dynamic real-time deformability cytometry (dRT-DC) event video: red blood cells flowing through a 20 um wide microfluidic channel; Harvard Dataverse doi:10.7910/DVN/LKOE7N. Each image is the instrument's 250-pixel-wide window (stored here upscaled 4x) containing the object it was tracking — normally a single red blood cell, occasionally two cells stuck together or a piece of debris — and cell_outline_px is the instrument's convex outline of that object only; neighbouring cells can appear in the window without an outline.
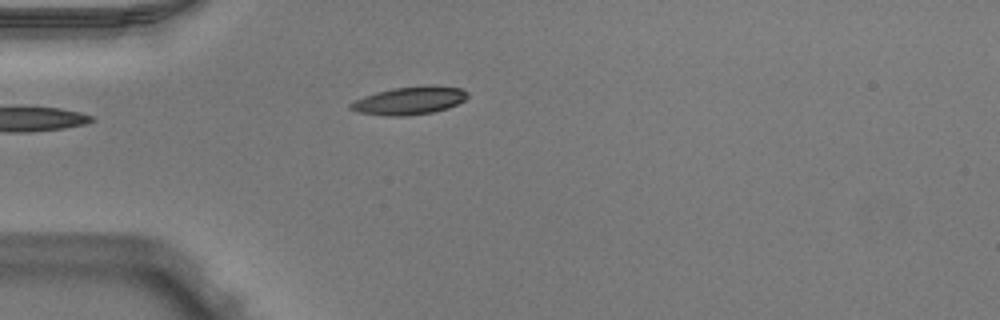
{"species": "Egyptian fruit bat (a non-hibernating species)", "species_latin": "Rousettus aegyptiacus", "temperature_condition": "warm", "stored_images_in_passage": 38, "camera_frame_rate_fps": 3000, "um_per_image_px": 0.085, "animal": {"sex": "male"}, "frame": {"image": 1, "passage_image": 1, "time_ms": 0.0, "image_size_px": [1000, 320], "cell_outline_px": [[468, 96], [464, 100], [448, 108], [432, 112], [404, 116], [384, 116], [356, 112], [348, 108], [348, 104], [364, 96], [376, 92], [392, 88], [460, 88], [468, 92]], "centroid_in_image_um": [34.69, 8.6], "position_along_channel_um": 50.3, "area_um2": 18.26}}
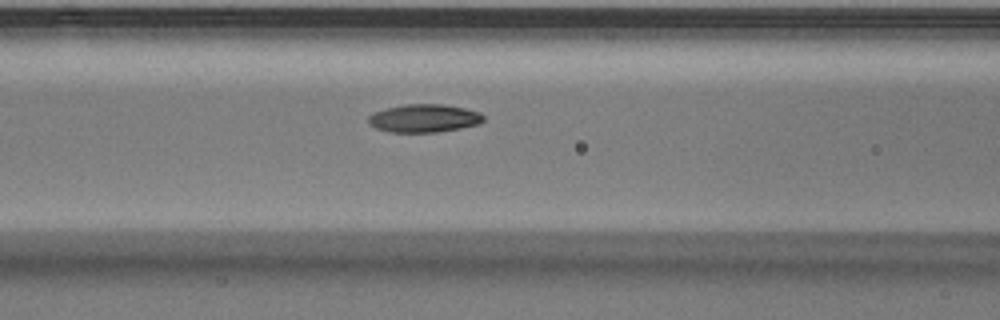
{"frame": {"image": 2, "passage_image": 8, "time_ms": 2.333, "image_size_px": [1000, 320], "cell_outline_px": [[484, 120], [476, 124], [460, 128], [436, 132], [388, 132], [376, 128], [368, 124], [368, 116], [376, 112], [388, 108], [404, 104], [444, 104], [464, 108], [480, 112], [484, 116]], "centroid_in_image_um": [36.03, 10.05], "position_along_channel_um": 130.6, "area_um2": 18.73}}
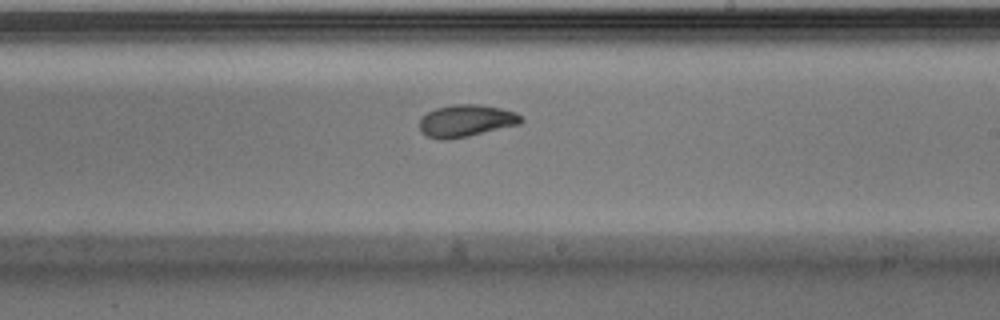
{"frame": {"image": 3, "passage_image": 17, "time_ms": 5.333, "image_size_px": [1000, 320], "cell_outline_px": [[524, 120], [520, 124], [468, 136], [448, 140], [440, 140], [428, 136], [420, 132], [420, 116], [436, 108], [452, 104], [480, 104], [500, 108], [516, 112], [524, 116]], "centroid_in_image_um": [39.63, 10.26], "position_along_channel_um": 249.4, "area_um2": 19.25}, "authors_computed_cell_mechanics": {"area_um2": 19.1318, "velocity_mm_per_s": 3.9641, "shape_relaxation_time_tau1_ms": 3.7937, "shape_relaxation_time_tau2_ms": 2.8353, "deformation_change_tau1": 0.1456, "deformation_change_tau2": 0.0783}}